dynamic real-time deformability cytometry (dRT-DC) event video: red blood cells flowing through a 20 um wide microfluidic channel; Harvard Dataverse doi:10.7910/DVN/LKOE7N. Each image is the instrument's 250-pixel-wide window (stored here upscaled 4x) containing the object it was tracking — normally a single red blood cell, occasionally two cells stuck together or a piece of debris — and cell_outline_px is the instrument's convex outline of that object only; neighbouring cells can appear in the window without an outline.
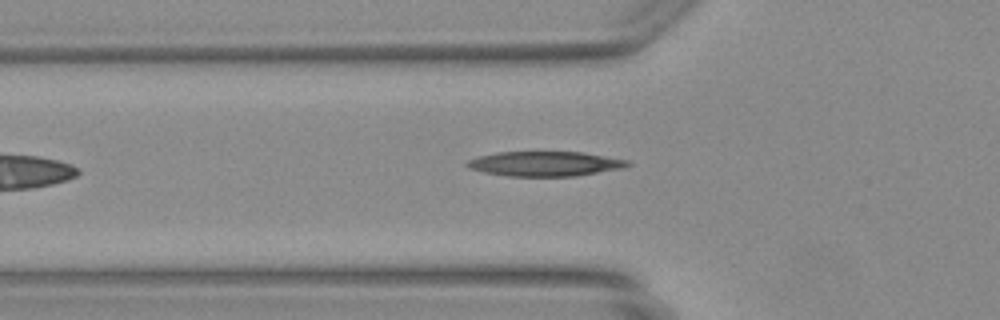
{"species": "Egyptian fruit bat (a non-hibernating species)", "species_latin": "Rousettus aegyptiacus", "temperature_condition": "warm", "stored_images_in_passage": 20, "camera_frame_rate_fps": 3000, "um_per_image_px": 0.085, "animal": {"sex": "female"}, "frame": {"image": 1, "passage_image": 2, "time_ms": 0.333, "image_size_px": [1000, 320], "cell_outline_px": [[632, 164], [624, 168], [576, 176], [508, 176], [484, 172], [468, 168], [464, 164], [468, 160], [480, 156], [496, 152], [580, 152], [628, 160]], "centroid_in_image_um": [46.32, 13.92], "position_along_channel_um": 79.5, "area_um2": 23.12}}
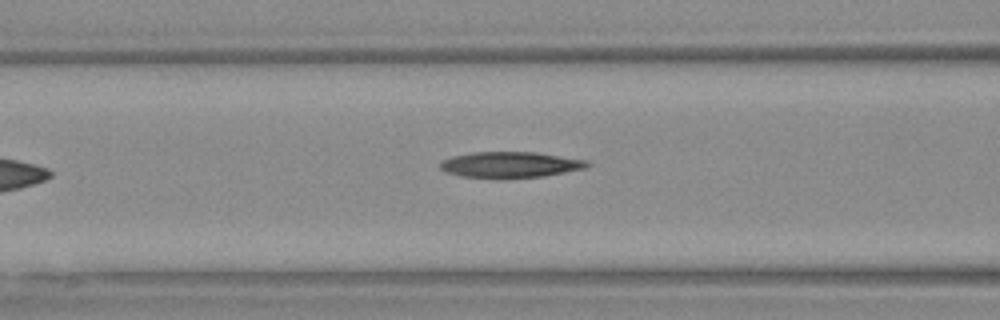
{"frame": {"image": 2, "passage_image": 5, "time_ms": 1.333, "image_size_px": [1000, 320], "cell_outline_px": [[592, 164], [588, 168], [544, 176], [460, 176], [448, 172], [440, 168], [440, 164], [444, 160], [452, 156], [472, 152], [536, 152], [588, 160]], "centroid_in_image_um": [43.47, 13.96], "position_along_channel_um": 123.1, "area_um2": 21.56}}
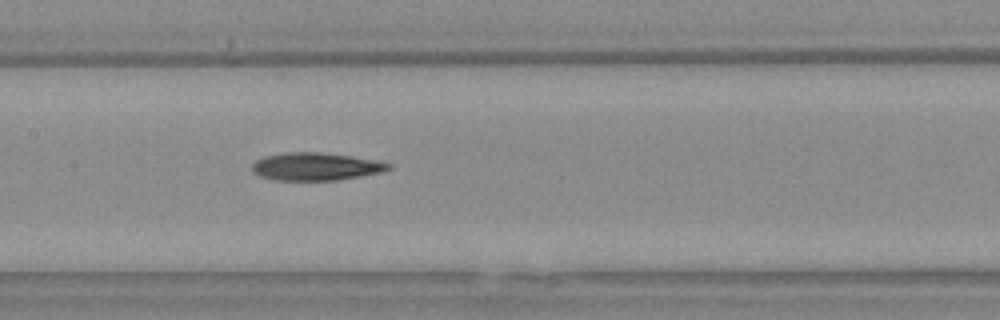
{"frame": {"image": 3, "passage_image": 9, "time_ms": 2.667, "image_size_px": [1000, 320], "cell_outline_px": [[392, 168], [384, 172], [340, 180], [276, 180], [260, 176], [252, 172], [252, 164], [256, 160], [264, 156], [284, 152], [320, 152], [352, 156], [380, 160], [392, 164]], "centroid_in_image_um": [26.89, 14.15], "position_along_channel_um": 180.5, "area_um2": 22.43}}